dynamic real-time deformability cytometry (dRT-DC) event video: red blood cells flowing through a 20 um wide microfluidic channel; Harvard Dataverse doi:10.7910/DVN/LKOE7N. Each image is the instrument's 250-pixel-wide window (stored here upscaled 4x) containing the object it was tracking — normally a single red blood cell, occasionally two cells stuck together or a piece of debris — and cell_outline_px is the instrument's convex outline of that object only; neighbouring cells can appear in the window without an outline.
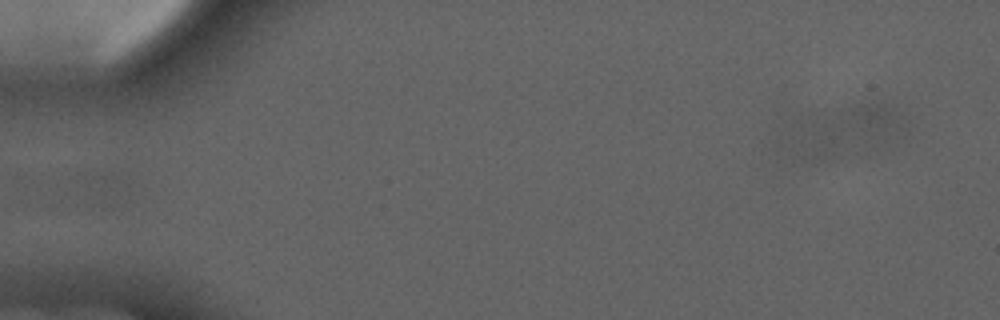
{"species": "common noctule bat (a hibernating species)", "species_latin": "Nyctalus noctula", "temperature_condition": "cold", "stored_images_in_passage": 4, "camera_frame_rate_fps": 3000, "um_per_image_px": 0.085, "animal": {"sex": "male", "forearm_length_mm": 52.5}, "frame": {"image": 1, "passage_image": 4, "time_ms": 4.0, "image_size_px": [1000, 320], "cell_outline_px": [[912, 124], [908, 132], [904, 136], [868, 156], [816, 156], [808, 140], [808, 116], [872, 100], [884, 104], [900, 112]], "centroid_in_image_um": [72.76, 11.02], "position_along_channel_um": 12.2, "area_um2": 31.21}}